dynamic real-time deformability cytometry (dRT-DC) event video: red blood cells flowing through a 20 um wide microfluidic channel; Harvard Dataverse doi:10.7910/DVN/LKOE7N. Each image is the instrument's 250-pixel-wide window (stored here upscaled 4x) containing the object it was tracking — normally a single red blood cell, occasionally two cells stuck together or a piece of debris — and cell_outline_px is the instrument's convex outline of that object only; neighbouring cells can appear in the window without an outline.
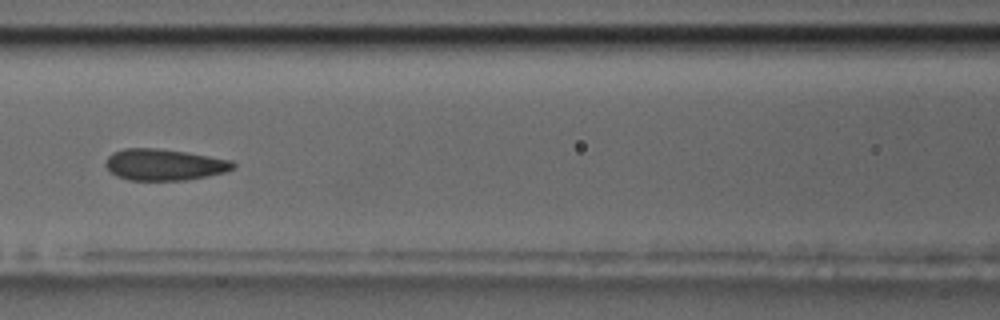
{"species": "common noctule bat (a hibernating species)", "species_latin": "Nyctalus noctula", "temperature_condition": "room temperature", "stored_images_in_passage": 43, "camera_frame_rate_fps": 3000, "um_per_image_px": 0.085, "animal": {"sex": "male", "body_mass_g": 17.5, "forearm_length_mm": 52.3}, "frame": {"image": 1, "passage_image": 11, "time_ms": 3.333, "image_size_px": [1000, 320], "cell_outline_px": [[236, 168], [224, 172], [208, 176], [184, 180], [128, 180], [116, 176], [104, 164], [108, 156], [112, 152], [124, 148], [156, 148], [184, 152], [232, 160], [236, 164]], "centroid_in_image_um": [13.95, 13.99], "position_along_channel_um": 152.6, "area_um2": 23.29}}
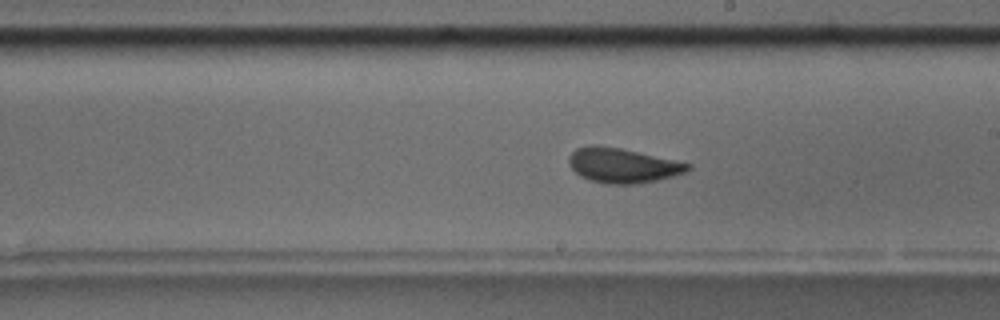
{"frame": {"image": 2, "passage_image": 18, "time_ms": 5.667, "image_size_px": [1000, 320], "cell_outline_px": [[692, 168], [688, 172], [656, 180], [636, 184], [604, 184], [580, 176], [568, 164], [568, 156], [576, 148], [588, 144], [596, 144], [620, 148], [692, 164]], "centroid_in_image_um": [52.9, 14.05], "position_along_channel_um": 236.1, "area_um2": 24.16}}
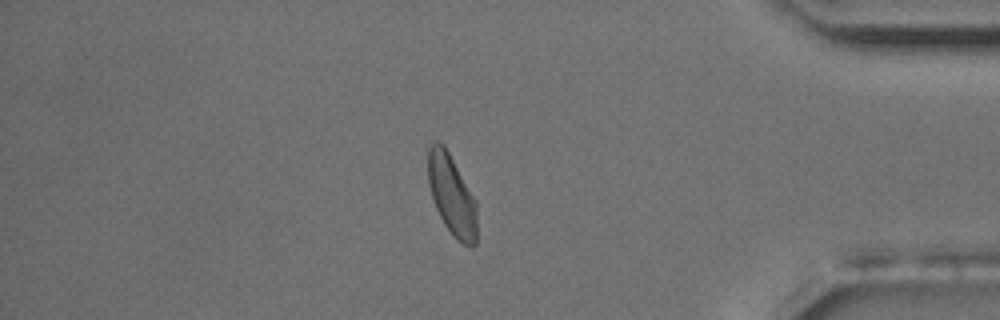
{"frame": {"image": 3, "passage_image": 34, "time_ms": 11.0, "image_size_px": [1000, 320], "cell_outline_px": [[476, 244], [472, 248], [456, 240], [452, 236], [444, 224], [436, 208], [428, 184], [428, 148], [436, 140], [444, 144], [476, 200]], "centroid_in_image_um": [38.4, 16.6], "position_along_channel_um": 396.8, "area_um2": 23.0}, "authors_computed_cell_mechanics": {"area_um2": 23.5824, "velocity_mm_per_s": 3.6012, "shape_relaxation_time_tau1_ms": 4.0367, "shape_relaxation_time_tau2_ms": 0.8125, "deformation_change_tau1": 0.1158, "deformation_change_tau2": 0.0587}}